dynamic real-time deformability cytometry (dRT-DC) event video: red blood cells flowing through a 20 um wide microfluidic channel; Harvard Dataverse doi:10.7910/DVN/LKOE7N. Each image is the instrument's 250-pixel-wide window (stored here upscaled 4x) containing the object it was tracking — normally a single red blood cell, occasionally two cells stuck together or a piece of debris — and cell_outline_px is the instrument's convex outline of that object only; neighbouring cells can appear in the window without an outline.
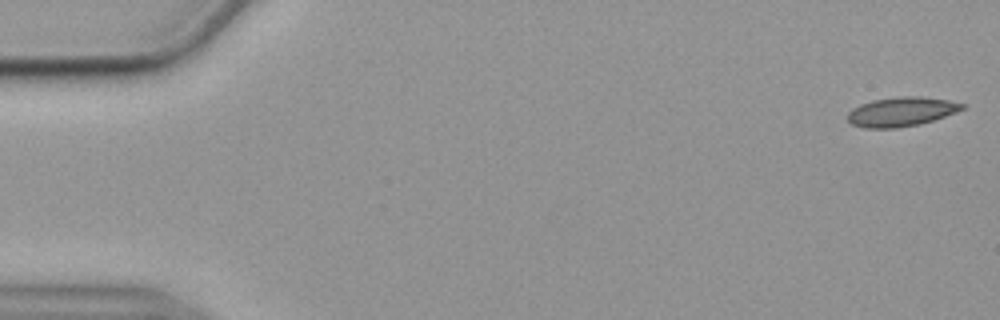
{"species": "common noctule bat (a hibernating species)", "species_latin": "Nyctalus noctula", "temperature_condition": "cold", "stored_images_in_passage": 56, "camera_frame_rate_fps": 3000, "um_per_image_px": 0.085, "animal": {"sex": "female", "body_mass_g": 19.9}, "frame": {"image": 1, "passage_image": 1, "time_ms": 0.0, "image_size_px": [1000, 320], "cell_outline_px": [[964, 108], [956, 112], [920, 124], [896, 128], [864, 128], [852, 124], [848, 120], [848, 112], [852, 108], [860, 104], [872, 100], [900, 96], [924, 96], [948, 100], [964, 104]], "centroid_in_image_um": [76.59, 9.49], "position_along_channel_um": 8.4, "area_um2": 19.54}}
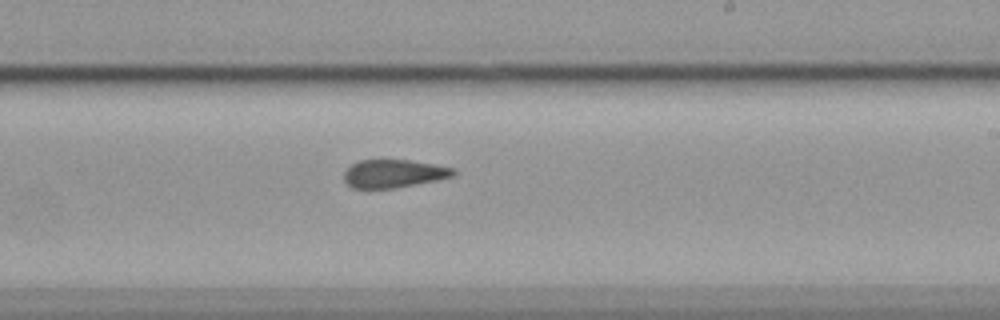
{"frame": {"image": 2, "passage_image": 33, "time_ms": 10.667, "image_size_px": [1000, 320], "cell_outline_px": [[456, 176], [396, 188], [352, 188], [344, 180], [344, 172], [352, 164], [360, 160], [412, 160], [456, 168]], "centroid_in_image_um": [33.51, 14.75], "position_along_channel_um": 255.5, "area_um2": 17.98}}
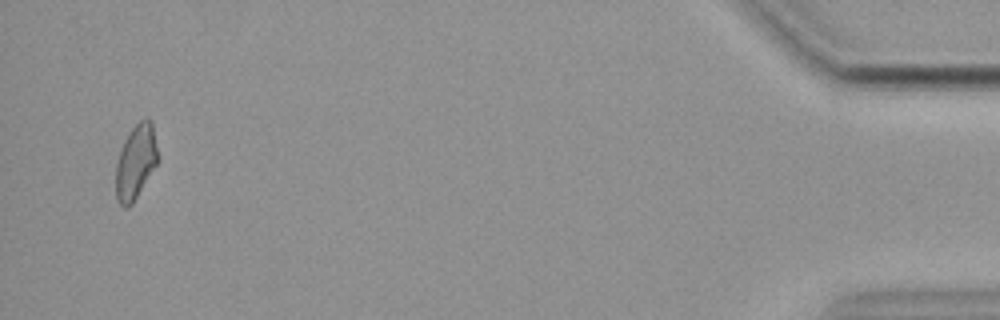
{"frame": {"image": 3, "passage_image": 54, "time_ms": 17.667, "image_size_px": [1000, 320], "cell_outline_px": [[156, 164], [132, 204], [124, 208], [116, 200], [116, 164], [120, 148], [128, 132], [144, 116], [148, 116], [152, 120], [156, 148]], "centroid_in_image_um": [11.5, 13.72], "position_along_channel_um": 423.7, "area_um2": 18.03}, "authors_computed_cell_mechanics": {"area_um2": 19.3052, "velocity_mm_per_s": 3.5742, "shape_relaxation_time_tau1_ms": null, "shape_relaxation_time_tau2_ms": 3.1308, "deformation_change_tau1": null, "deformation_change_tau2": 0.0946}}